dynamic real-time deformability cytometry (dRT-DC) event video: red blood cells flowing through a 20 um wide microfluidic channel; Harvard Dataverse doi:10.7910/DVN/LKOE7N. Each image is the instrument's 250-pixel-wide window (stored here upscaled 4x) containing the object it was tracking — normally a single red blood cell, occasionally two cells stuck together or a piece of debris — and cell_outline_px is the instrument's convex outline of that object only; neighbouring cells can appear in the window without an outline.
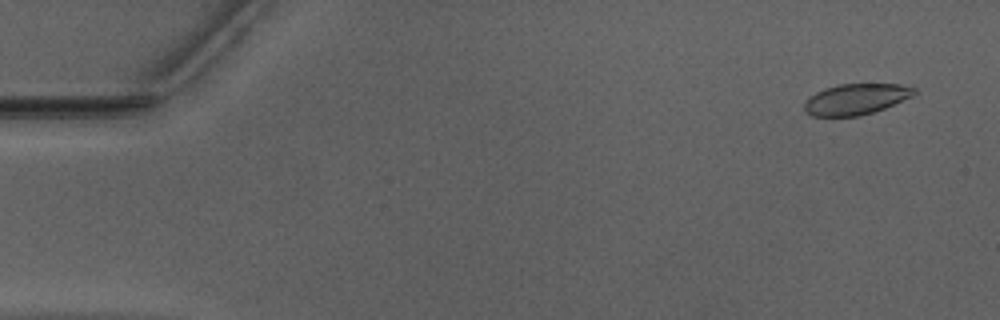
{"species": "Egyptian fruit bat (a non-hibernating species)", "species_latin": "Rousettus aegyptiacus", "temperature_condition": "warm", "stored_images_in_passage": 52, "camera_frame_rate_fps": 3000, "um_per_image_px": 0.085, "animal": {"sex": "male"}, "frame": {"image": 1, "passage_image": 3, "time_ms": 0.667, "image_size_px": [1000, 320], "cell_outline_px": [[916, 92], [912, 96], [884, 108], [860, 116], [812, 116], [804, 112], [804, 100], [808, 96], [824, 88], [836, 84], [900, 84], [916, 88]], "centroid_in_image_um": [72.69, 8.42], "position_along_channel_um": 12.3, "area_um2": 19.88}}
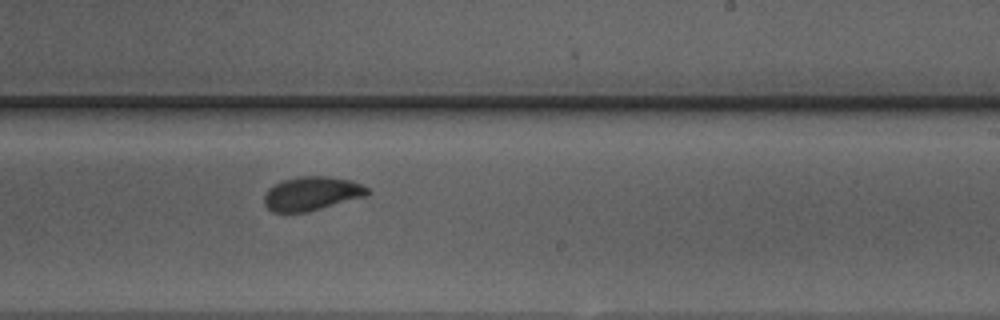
{"frame": {"image": 2, "passage_image": 32, "time_ms": 10.333, "image_size_px": [1000, 320], "cell_outline_px": [[372, 192], [368, 196], [308, 212], [272, 212], [264, 204], [264, 196], [268, 188], [284, 180], [300, 176], [328, 176], [352, 180], [368, 188]], "centroid_in_image_um": [26.54, 16.46], "position_along_channel_um": 262.5, "area_um2": 20.58}}
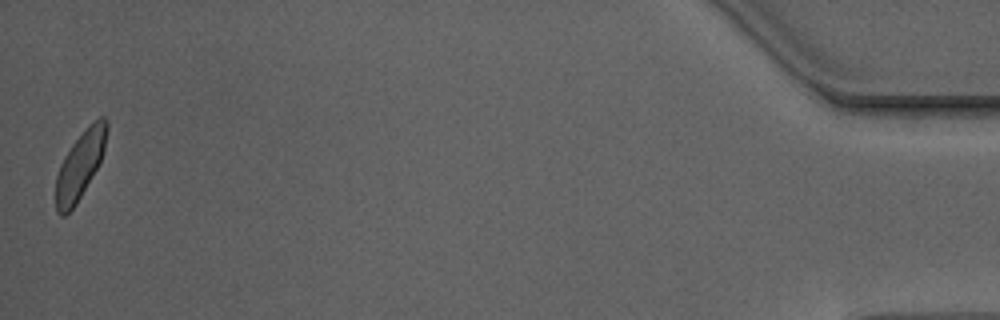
{"frame": {"image": 3, "passage_image": 52, "time_ms": 17.0, "image_size_px": [1000, 320], "cell_outline_px": [[108, 128], [104, 148], [100, 160], [96, 168], [76, 204], [64, 216], [60, 216], [56, 212], [56, 176], [60, 164], [64, 156], [72, 144], [100, 116], [104, 116], [108, 120]], "centroid_in_image_um": [6.79, 14.06], "position_along_channel_um": 428.4, "area_um2": 19.42}, "authors_computed_cell_mechanics": {"area_um2": 20.6346, "velocity_mm_per_s": 3.9356, "shape_relaxation_time_tau1_ms": 2.9847, "shape_relaxation_time_tau2_ms": null, "deformation_change_tau1": 0.1148, "deformation_change_tau2": null}}